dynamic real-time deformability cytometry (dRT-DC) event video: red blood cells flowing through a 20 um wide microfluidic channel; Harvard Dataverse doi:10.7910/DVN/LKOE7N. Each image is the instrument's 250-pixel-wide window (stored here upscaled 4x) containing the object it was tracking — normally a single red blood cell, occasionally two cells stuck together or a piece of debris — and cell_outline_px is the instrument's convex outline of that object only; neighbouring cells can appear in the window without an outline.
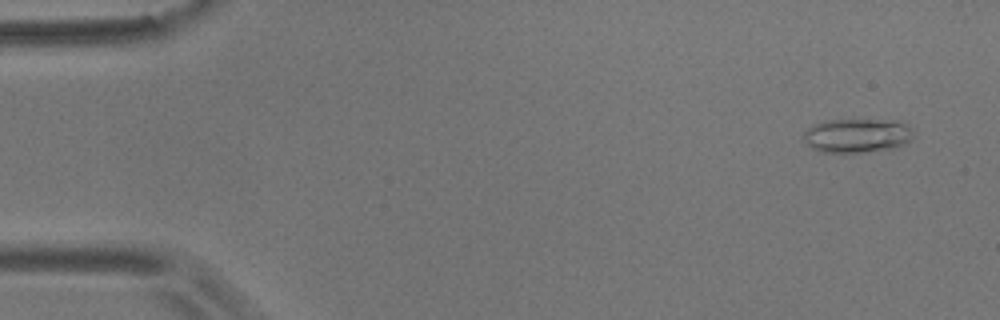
{"species": "common noctule bat (a hibernating species)", "species_latin": "Nyctalus noctula", "temperature_condition": "room temperature", "stored_images_in_passage": 4, "camera_frame_rate_fps": 3000, "um_per_image_px": 0.085, "animal": {"sex": "male", "body_mass_g": 17.9}, "frame": {"image": 1, "passage_image": 1, "time_ms": 0.0, "image_size_px": [1000, 320], "cell_outline_px": [[912, 140], [896, 148], [860, 152], [820, 152], [812, 148], [804, 140], [804, 132], [808, 128], [816, 124], [828, 120], [900, 120], [908, 124], [912, 128]], "centroid_in_image_um": [72.91, 11.52], "position_along_channel_um": 12.1, "area_um2": 21.85}}